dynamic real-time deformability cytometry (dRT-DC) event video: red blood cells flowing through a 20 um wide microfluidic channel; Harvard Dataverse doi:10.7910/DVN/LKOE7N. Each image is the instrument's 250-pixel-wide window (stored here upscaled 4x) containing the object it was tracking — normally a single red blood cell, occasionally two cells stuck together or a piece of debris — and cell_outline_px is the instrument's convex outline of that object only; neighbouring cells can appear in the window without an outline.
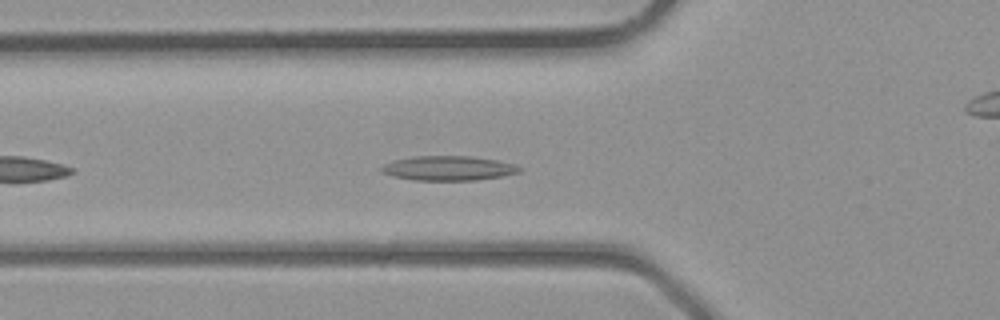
{"species": "common noctule bat (a hibernating species)", "species_latin": "Nyctalus noctula", "temperature_condition": "room temperature", "stored_images_in_passage": 31, "camera_frame_rate_fps": 3000, "um_per_image_px": 0.085, "animal": {"sex": "male", "body_mass_g": 23.1, "forearm_length_mm": 52.7}, "frame": {"image": 1, "passage_image": 13, "time_ms": 4.0, "image_size_px": [1000, 320], "cell_outline_px": [[524, 168], [520, 172], [500, 176], [476, 180], [412, 180], [392, 176], [380, 172], [380, 164], [392, 160], [412, 156], [472, 156], [496, 160], [516, 164]], "centroid_in_image_um": [38.06, 14.29], "position_along_channel_um": 87.7, "area_um2": 20.06}}
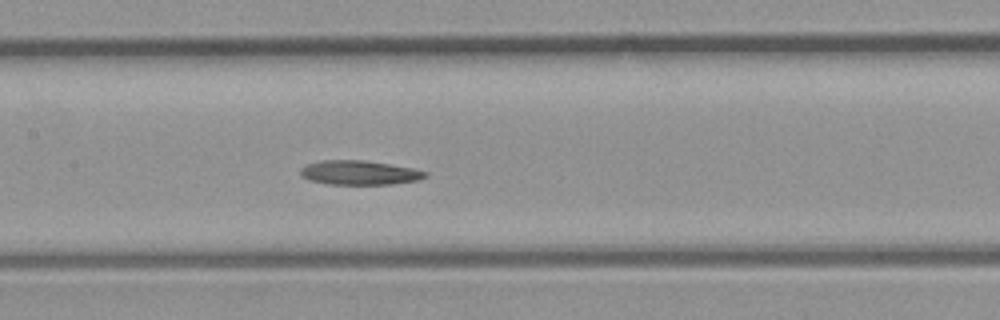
{"frame": {"image": 2, "passage_image": 18, "time_ms": 5.667, "image_size_px": [1000, 320], "cell_outline_px": [[428, 176], [416, 180], [392, 184], [328, 184], [308, 180], [300, 176], [300, 168], [304, 164], [320, 160], [364, 160], [412, 168], [428, 172]], "centroid_in_image_um": [30.48, 14.67], "position_along_channel_um": 176.9, "area_um2": 17.74}}
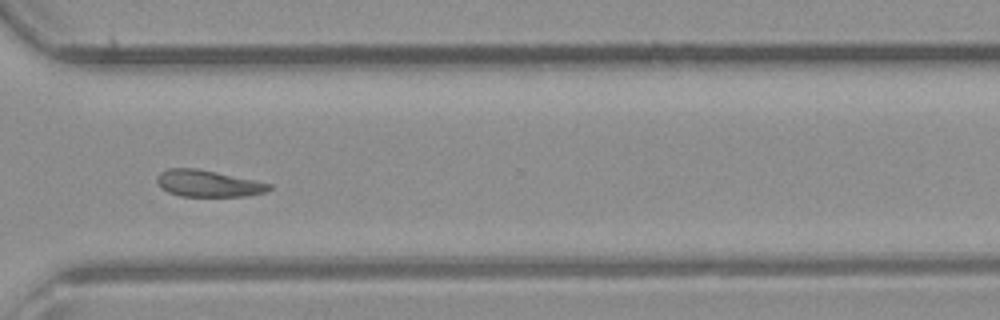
{"frame": {"image": 3, "passage_image": 28, "time_ms": 9.0, "image_size_px": [1000, 320], "cell_outline_px": [[272, 188], [264, 192], [244, 196], [180, 196], [168, 192], [160, 188], [156, 180], [156, 176], [160, 172], [168, 168], [196, 168], [216, 172], [272, 184]], "centroid_in_image_um": [17.63, 15.59], "position_along_channel_um": 353.0, "area_um2": 17.34}}